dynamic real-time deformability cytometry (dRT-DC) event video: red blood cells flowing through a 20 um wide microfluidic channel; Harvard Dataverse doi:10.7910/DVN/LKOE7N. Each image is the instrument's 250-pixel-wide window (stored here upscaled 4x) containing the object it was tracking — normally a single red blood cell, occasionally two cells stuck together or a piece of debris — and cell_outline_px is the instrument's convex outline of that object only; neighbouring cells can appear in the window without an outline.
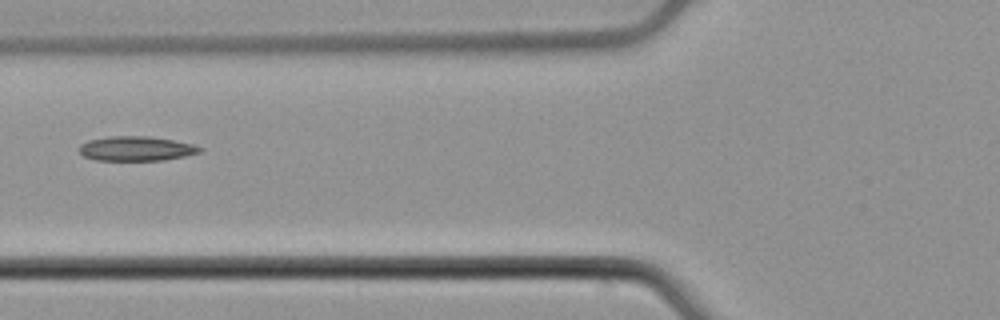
{"species": "common noctule bat (a hibernating species)", "species_latin": "Nyctalus noctula", "temperature_condition": "cold", "stored_images_in_passage": 4, "camera_frame_rate_fps": 3000, "um_per_image_px": 0.085, "animal": {"sex": "male", "body_mass_g": 21.5, "forearm_length_mm": 52.0}, "frame": {"image": 1, "passage_image": 3, "time_ms": 0.667, "image_size_px": [1000, 320], "cell_outline_px": [[204, 148], [200, 152], [184, 156], [164, 160], [96, 160], [84, 156], [76, 148], [80, 144], [88, 140], [108, 136], [148, 136], [172, 140], [192, 144]], "centroid_in_image_um": [11.54, 12.62], "position_along_channel_um": 114.3, "area_um2": 17.28}}
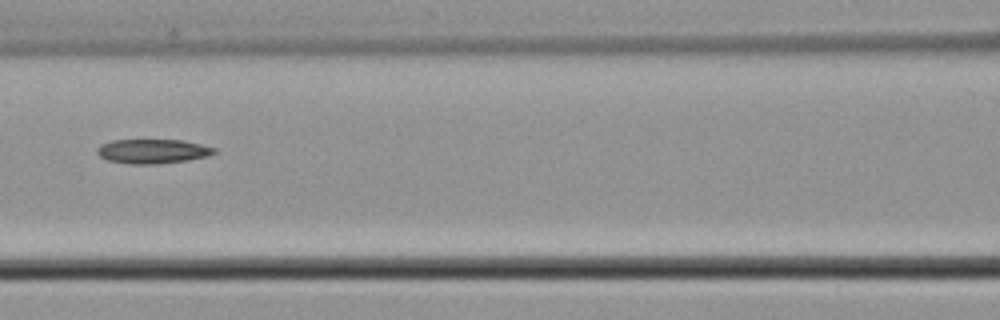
{"frame": {"image": 2, "passage_image": 4, "time_ms": 1.0, "image_size_px": [1000, 320], "cell_outline_px": [[216, 152], [208, 156], [188, 160], [156, 164], [132, 164], [108, 160], [100, 156], [96, 152], [96, 148], [100, 144], [112, 140], [184, 140], [216, 148]], "centroid_in_image_um": [12.97, 12.85], "position_along_channel_um": 153.6, "area_um2": 16.65}}